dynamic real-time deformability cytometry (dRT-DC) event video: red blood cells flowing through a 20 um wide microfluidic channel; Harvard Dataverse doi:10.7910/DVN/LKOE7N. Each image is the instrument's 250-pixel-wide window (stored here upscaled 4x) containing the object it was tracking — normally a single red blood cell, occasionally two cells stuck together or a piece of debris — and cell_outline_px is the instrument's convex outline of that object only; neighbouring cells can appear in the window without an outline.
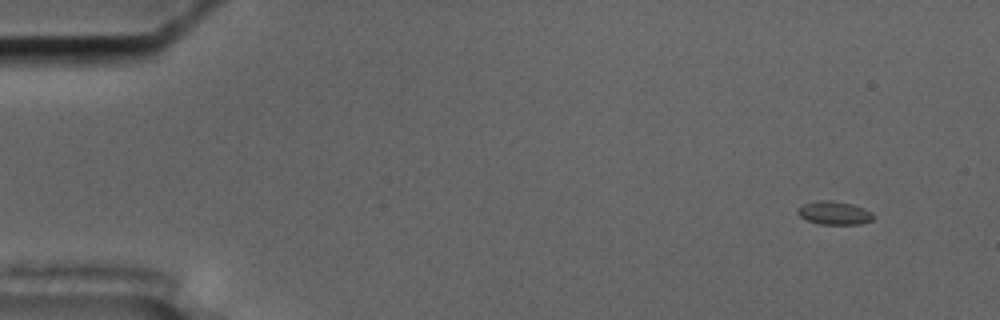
{"species": "common noctule bat (a hibernating species)", "species_latin": "Nyctalus noctula", "temperature_condition": "cold", "stored_images_in_passage": 7, "camera_frame_rate_fps": 3000, "um_per_image_px": 0.085, "animal": {"sex": "male", "body_mass_g": 17.5, "forearm_length_mm": 52.3}, "frame": {"image": 1, "passage_image": 2, "time_ms": 1.333, "image_size_px": [1000, 320], "cell_outline_px": [[876, 216], [872, 220], [860, 224], [820, 224], [808, 220], [800, 216], [796, 212], [804, 204], [816, 200], [832, 200], [852, 204], [864, 208], [872, 212]], "centroid_in_image_um": [70.96, 18.09], "position_along_channel_um": 14.0, "area_um2": 10.29}}